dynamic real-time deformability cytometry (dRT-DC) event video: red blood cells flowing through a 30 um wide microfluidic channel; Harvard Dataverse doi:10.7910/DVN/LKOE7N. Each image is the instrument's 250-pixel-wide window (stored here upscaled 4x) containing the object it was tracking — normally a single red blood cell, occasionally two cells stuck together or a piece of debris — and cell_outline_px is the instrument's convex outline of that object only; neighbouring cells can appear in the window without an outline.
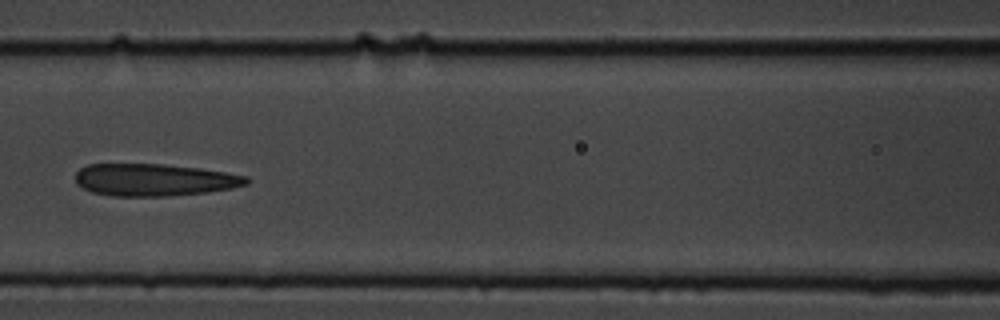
{"species": "common noctule bat (a hibernating species)", "species_latin": "Nyctalus noctula", "temperature_condition": "cold", "stored_images_in_passage": 15, "camera_frame_rate_fps": 3000, "um_per_image_px": 0.085, "animal": {"sex": "male", "body_mass_g": 19.5, "forearm_length_mm": 54.6}, "frame": {"image": 1, "passage_image": 7, "time_ms": 2.0, "image_size_px": [1000, 320], "cell_outline_px": [[248, 184], [232, 188], [208, 192], [168, 196], [112, 196], [92, 192], [76, 184], [76, 172], [80, 168], [88, 164], [164, 164], [200, 168], [248, 176]], "centroid_in_image_um": [13.1, 15.29], "position_along_channel_um": 153.5, "area_um2": 32.19}}
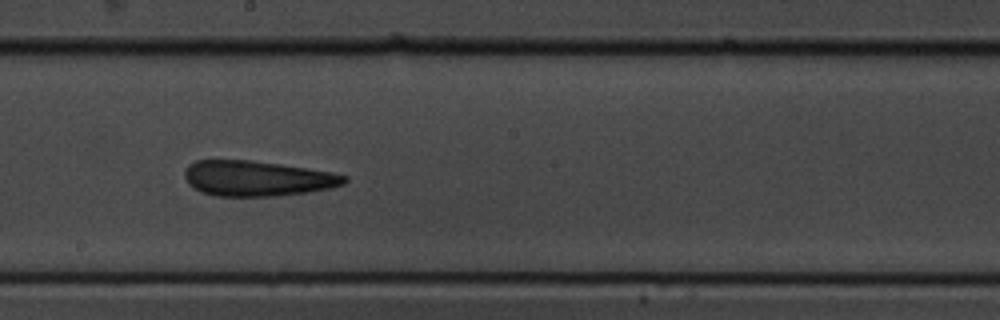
{"frame": {"image": 2, "passage_image": 9, "time_ms": 2.667, "image_size_px": [1000, 320], "cell_outline_px": [[348, 180], [344, 184], [332, 188], [308, 192], [276, 196], [216, 196], [200, 192], [188, 184], [184, 176], [184, 168], [188, 164], [196, 160], [252, 160], [308, 168], [332, 172], [348, 176]], "centroid_in_image_um": [21.85, 15.16], "position_along_channel_um": 226.3, "area_um2": 33.23}}
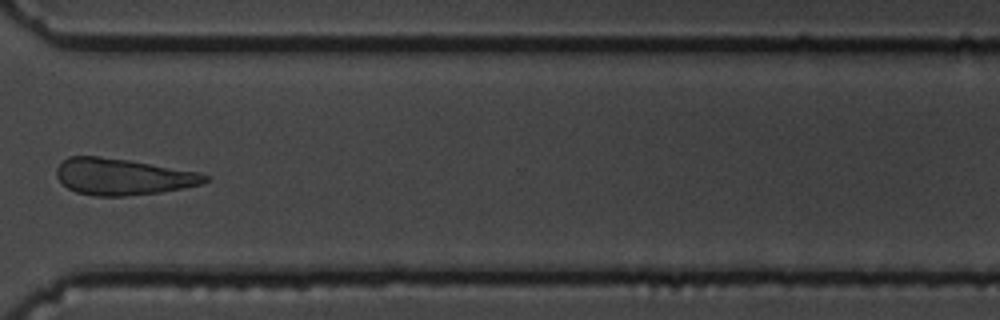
{"frame": {"image": 3, "passage_image": 12, "time_ms": 3.667, "image_size_px": [1000, 320], "cell_outline_px": [[212, 176], [208, 180], [200, 184], [184, 188], [160, 192], [124, 196], [96, 196], [76, 192], [68, 188], [56, 176], [56, 168], [68, 156], [100, 156], [128, 160], [200, 172]], "centroid_in_image_um": [10.45, 15.02], "position_along_channel_um": 360.2, "area_um2": 31.5}}